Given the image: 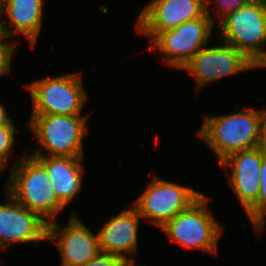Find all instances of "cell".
<instances>
[{
  "label": "cell",
  "instance_id": "obj_22",
  "mask_svg": "<svg viewBox=\"0 0 266 266\" xmlns=\"http://www.w3.org/2000/svg\"><path fill=\"white\" fill-rule=\"evenodd\" d=\"M11 122L12 118L8 117L5 107L0 103V126L10 124Z\"/></svg>",
  "mask_w": 266,
  "mask_h": 266
},
{
  "label": "cell",
  "instance_id": "obj_11",
  "mask_svg": "<svg viewBox=\"0 0 266 266\" xmlns=\"http://www.w3.org/2000/svg\"><path fill=\"white\" fill-rule=\"evenodd\" d=\"M64 227L51 221L47 226V241H55L61 253V266H81L94 259L101 251L99 236L92 233L85 224L71 213Z\"/></svg>",
  "mask_w": 266,
  "mask_h": 266
},
{
  "label": "cell",
  "instance_id": "obj_3",
  "mask_svg": "<svg viewBox=\"0 0 266 266\" xmlns=\"http://www.w3.org/2000/svg\"><path fill=\"white\" fill-rule=\"evenodd\" d=\"M219 40L234 46L258 67H266V1H250L218 20Z\"/></svg>",
  "mask_w": 266,
  "mask_h": 266
},
{
  "label": "cell",
  "instance_id": "obj_18",
  "mask_svg": "<svg viewBox=\"0 0 266 266\" xmlns=\"http://www.w3.org/2000/svg\"><path fill=\"white\" fill-rule=\"evenodd\" d=\"M15 132L17 131L13 122L0 126V168L2 170L8 165L6 161L15 143Z\"/></svg>",
  "mask_w": 266,
  "mask_h": 266
},
{
  "label": "cell",
  "instance_id": "obj_4",
  "mask_svg": "<svg viewBox=\"0 0 266 266\" xmlns=\"http://www.w3.org/2000/svg\"><path fill=\"white\" fill-rule=\"evenodd\" d=\"M87 119L88 114L85 116L31 114L28 125L41 147L31 156H43L46 152L47 156L82 158Z\"/></svg>",
  "mask_w": 266,
  "mask_h": 266
},
{
  "label": "cell",
  "instance_id": "obj_5",
  "mask_svg": "<svg viewBox=\"0 0 266 266\" xmlns=\"http://www.w3.org/2000/svg\"><path fill=\"white\" fill-rule=\"evenodd\" d=\"M208 200V196L202 193L187 209L160 229L182 247L216 254L223 229L206 208Z\"/></svg>",
  "mask_w": 266,
  "mask_h": 266
},
{
  "label": "cell",
  "instance_id": "obj_10",
  "mask_svg": "<svg viewBox=\"0 0 266 266\" xmlns=\"http://www.w3.org/2000/svg\"><path fill=\"white\" fill-rule=\"evenodd\" d=\"M221 45L198 51L181 70L196 78L197 89L222 78L258 67L244 53L222 40ZM223 44V46H222Z\"/></svg>",
  "mask_w": 266,
  "mask_h": 266
},
{
  "label": "cell",
  "instance_id": "obj_1",
  "mask_svg": "<svg viewBox=\"0 0 266 266\" xmlns=\"http://www.w3.org/2000/svg\"><path fill=\"white\" fill-rule=\"evenodd\" d=\"M266 109H243L220 116H205L197 135L215 152L219 163L231 154L261 146Z\"/></svg>",
  "mask_w": 266,
  "mask_h": 266
},
{
  "label": "cell",
  "instance_id": "obj_6",
  "mask_svg": "<svg viewBox=\"0 0 266 266\" xmlns=\"http://www.w3.org/2000/svg\"><path fill=\"white\" fill-rule=\"evenodd\" d=\"M80 73L35 80L26 85L32 97V114L82 115L87 99Z\"/></svg>",
  "mask_w": 266,
  "mask_h": 266
},
{
  "label": "cell",
  "instance_id": "obj_13",
  "mask_svg": "<svg viewBox=\"0 0 266 266\" xmlns=\"http://www.w3.org/2000/svg\"><path fill=\"white\" fill-rule=\"evenodd\" d=\"M264 158L262 147L259 146L231 154L220 163L226 169L230 166L228 182L245 212L257 201L260 168Z\"/></svg>",
  "mask_w": 266,
  "mask_h": 266
},
{
  "label": "cell",
  "instance_id": "obj_15",
  "mask_svg": "<svg viewBox=\"0 0 266 266\" xmlns=\"http://www.w3.org/2000/svg\"><path fill=\"white\" fill-rule=\"evenodd\" d=\"M43 3V0H1L0 18L6 14L14 28L0 21V31L10 39L20 33L34 48L42 27Z\"/></svg>",
  "mask_w": 266,
  "mask_h": 266
},
{
  "label": "cell",
  "instance_id": "obj_19",
  "mask_svg": "<svg viewBox=\"0 0 266 266\" xmlns=\"http://www.w3.org/2000/svg\"><path fill=\"white\" fill-rule=\"evenodd\" d=\"M9 39L4 33L0 31V76L6 74L11 69V60L16 47L13 42L5 43L4 40Z\"/></svg>",
  "mask_w": 266,
  "mask_h": 266
},
{
  "label": "cell",
  "instance_id": "obj_14",
  "mask_svg": "<svg viewBox=\"0 0 266 266\" xmlns=\"http://www.w3.org/2000/svg\"><path fill=\"white\" fill-rule=\"evenodd\" d=\"M140 215L133 206L109 220L99 231V247L102 253L121 257L124 261L135 260L129 256L137 252Z\"/></svg>",
  "mask_w": 266,
  "mask_h": 266
},
{
  "label": "cell",
  "instance_id": "obj_23",
  "mask_svg": "<svg viewBox=\"0 0 266 266\" xmlns=\"http://www.w3.org/2000/svg\"><path fill=\"white\" fill-rule=\"evenodd\" d=\"M261 147H262V150L264 152V156L266 157V127H265L264 132H263Z\"/></svg>",
  "mask_w": 266,
  "mask_h": 266
},
{
  "label": "cell",
  "instance_id": "obj_2",
  "mask_svg": "<svg viewBox=\"0 0 266 266\" xmlns=\"http://www.w3.org/2000/svg\"><path fill=\"white\" fill-rule=\"evenodd\" d=\"M11 168L4 190L48 223L54 221L66 206L58 199L45 166L36 157L25 153Z\"/></svg>",
  "mask_w": 266,
  "mask_h": 266
},
{
  "label": "cell",
  "instance_id": "obj_21",
  "mask_svg": "<svg viewBox=\"0 0 266 266\" xmlns=\"http://www.w3.org/2000/svg\"><path fill=\"white\" fill-rule=\"evenodd\" d=\"M123 262L124 260L117 255L100 252L94 259L81 266H121Z\"/></svg>",
  "mask_w": 266,
  "mask_h": 266
},
{
  "label": "cell",
  "instance_id": "obj_20",
  "mask_svg": "<svg viewBox=\"0 0 266 266\" xmlns=\"http://www.w3.org/2000/svg\"><path fill=\"white\" fill-rule=\"evenodd\" d=\"M250 1L251 0H215L217 5V12L215 11V14H220L221 18L223 19L228 14L246 6Z\"/></svg>",
  "mask_w": 266,
  "mask_h": 266
},
{
  "label": "cell",
  "instance_id": "obj_9",
  "mask_svg": "<svg viewBox=\"0 0 266 266\" xmlns=\"http://www.w3.org/2000/svg\"><path fill=\"white\" fill-rule=\"evenodd\" d=\"M209 3V0H151L138 16L136 32L151 41L159 32L210 14Z\"/></svg>",
  "mask_w": 266,
  "mask_h": 266
},
{
  "label": "cell",
  "instance_id": "obj_8",
  "mask_svg": "<svg viewBox=\"0 0 266 266\" xmlns=\"http://www.w3.org/2000/svg\"><path fill=\"white\" fill-rule=\"evenodd\" d=\"M201 195L191 187L155 177L133 206L141 217L162 228Z\"/></svg>",
  "mask_w": 266,
  "mask_h": 266
},
{
  "label": "cell",
  "instance_id": "obj_12",
  "mask_svg": "<svg viewBox=\"0 0 266 266\" xmlns=\"http://www.w3.org/2000/svg\"><path fill=\"white\" fill-rule=\"evenodd\" d=\"M5 193L7 201L4 205L0 203V248L47 240L48 222Z\"/></svg>",
  "mask_w": 266,
  "mask_h": 266
},
{
  "label": "cell",
  "instance_id": "obj_16",
  "mask_svg": "<svg viewBox=\"0 0 266 266\" xmlns=\"http://www.w3.org/2000/svg\"><path fill=\"white\" fill-rule=\"evenodd\" d=\"M46 168L58 199L67 206L83 185L81 158L70 156H33Z\"/></svg>",
  "mask_w": 266,
  "mask_h": 266
},
{
  "label": "cell",
  "instance_id": "obj_7",
  "mask_svg": "<svg viewBox=\"0 0 266 266\" xmlns=\"http://www.w3.org/2000/svg\"><path fill=\"white\" fill-rule=\"evenodd\" d=\"M213 24L212 16L208 13L198 19L183 22L174 29L159 32L150 41L149 50H159L164 56L165 64L182 69L198 51L207 45Z\"/></svg>",
  "mask_w": 266,
  "mask_h": 266
},
{
  "label": "cell",
  "instance_id": "obj_24",
  "mask_svg": "<svg viewBox=\"0 0 266 266\" xmlns=\"http://www.w3.org/2000/svg\"><path fill=\"white\" fill-rule=\"evenodd\" d=\"M135 263H136L135 260H127V261H124L121 266H135ZM137 266H141V265H137Z\"/></svg>",
  "mask_w": 266,
  "mask_h": 266
},
{
  "label": "cell",
  "instance_id": "obj_17",
  "mask_svg": "<svg viewBox=\"0 0 266 266\" xmlns=\"http://www.w3.org/2000/svg\"><path fill=\"white\" fill-rule=\"evenodd\" d=\"M260 189L257 201L246 211L247 216L253 224L257 233L265 228L266 215V157L260 168Z\"/></svg>",
  "mask_w": 266,
  "mask_h": 266
}]
</instances>
